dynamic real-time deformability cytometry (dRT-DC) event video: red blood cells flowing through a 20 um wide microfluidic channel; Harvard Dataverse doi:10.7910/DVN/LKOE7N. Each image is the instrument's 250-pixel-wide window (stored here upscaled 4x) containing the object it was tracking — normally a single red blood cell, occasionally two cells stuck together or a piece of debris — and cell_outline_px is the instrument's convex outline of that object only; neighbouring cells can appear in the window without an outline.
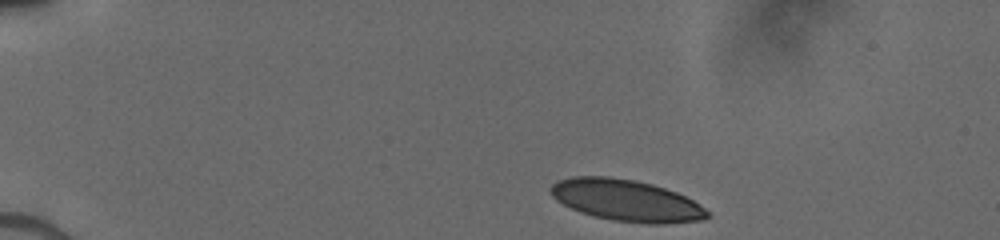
{"species": "human", "species_latin": "Homo sapiens", "temperature_condition": "cold", "stored_images_in_passage": 37, "camera_frame_rate_fps": 3000, "um_per_image_px": 0.085, "donor": {"sex": "male"}, "frame": {"image": 1, "passage_image": 1, "time_ms": 0.0, "image_size_px": [1000, 240], "cell_outline_px": [[712, 216], [704, 220], [664, 224], [648, 224], [612, 220], [592, 216], [580, 212], [556, 200], [548, 192], [548, 188], [556, 180], [572, 176], [608, 176], [636, 180], [652, 184], [676, 192], [692, 200], [704, 208]], "centroid_in_image_um": [53.2, 17.03], "position_along_channel_um": 31.8, "area_um2": 38.26}}
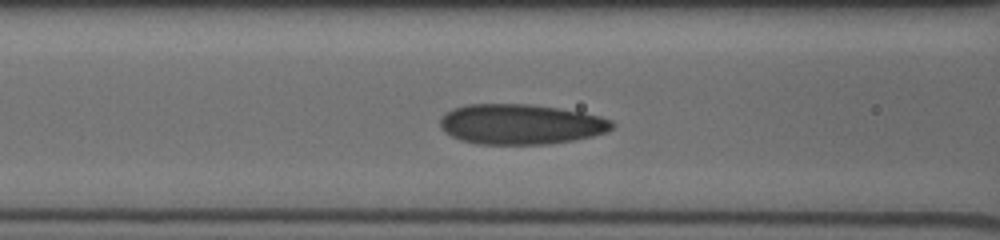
{"frame": {"image": 2, "passage_image": 30, "time_ms": 4.333, "image_size_px": [1000, 240], "cell_outline_px": [[616, 124], [608, 132], [592, 136], [572, 140], [548, 144], [476, 144], [460, 140], [444, 132], [440, 128], [440, 120], [452, 108], [468, 104], [528, 104], [556, 108], [580, 112], [600, 116], [612, 120]], "centroid_in_image_um": [44.26, 10.56], "position_along_channel_um": 122.3, "area_um2": 40.29}}
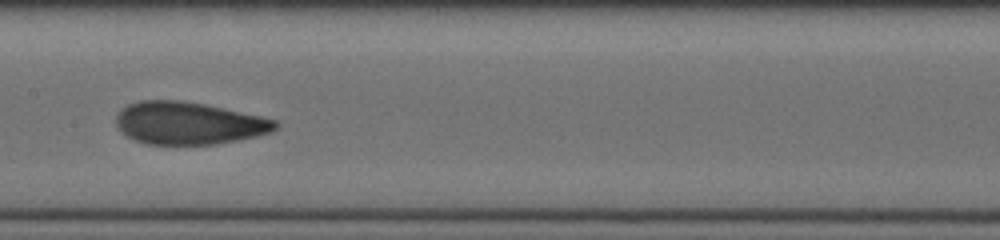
{"frame": {"image": 3, "passage_image": 36, "time_ms": 6.0, "image_size_px": [1000, 240], "cell_outline_px": [[280, 128], [272, 132], [256, 136], [216, 144], [144, 144], [132, 140], [124, 136], [116, 128], [116, 116], [128, 104], [140, 100], [180, 100], [204, 104], [224, 108], [280, 120]], "centroid_in_image_um": [16.05, 10.47], "position_along_channel_um": 191.4, "area_um2": 39.88}}